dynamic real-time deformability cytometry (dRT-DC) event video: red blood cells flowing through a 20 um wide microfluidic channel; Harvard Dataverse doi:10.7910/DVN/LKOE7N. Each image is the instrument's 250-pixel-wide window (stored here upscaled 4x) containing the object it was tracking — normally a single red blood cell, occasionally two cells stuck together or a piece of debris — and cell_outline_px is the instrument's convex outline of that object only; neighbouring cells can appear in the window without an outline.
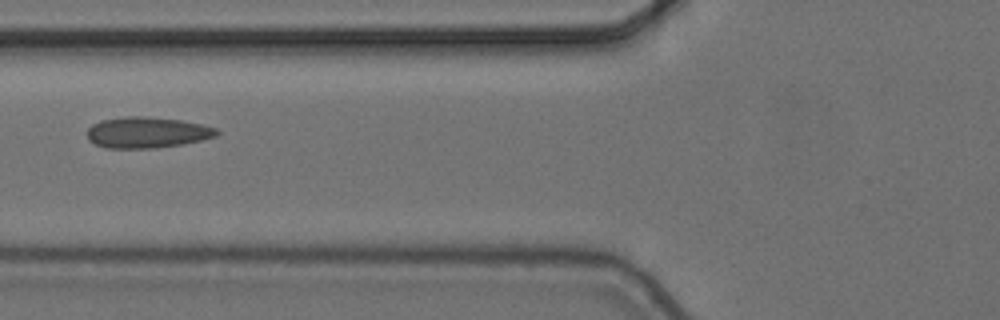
{"species": "common noctule bat (a hibernating species)", "species_latin": "Nyctalus noctula", "temperature_condition": "cold", "stored_images_in_passage": 5, "camera_frame_rate_fps": 3000, "um_per_image_px": 0.085, "animal": {"sex": "female", "body_mass_g": 24.6, "forearm_length_mm": 56.2}, "frame": {"image": 1, "passage_image": 2, "time_ms": 0.333, "image_size_px": [1000, 320], "cell_outline_px": [[220, 132], [216, 136], [200, 140], [180, 144], [152, 148], [108, 148], [96, 144], [88, 140], [88, 128], [92, 124], [100, 120], [128, 116], [144, 116], [180, 120], [200, 124], [216, 128]], "centroid_in_image_um": [12.47, 11.25], "position_along_channel_um": 113.3, "area_um2": 23.18}}
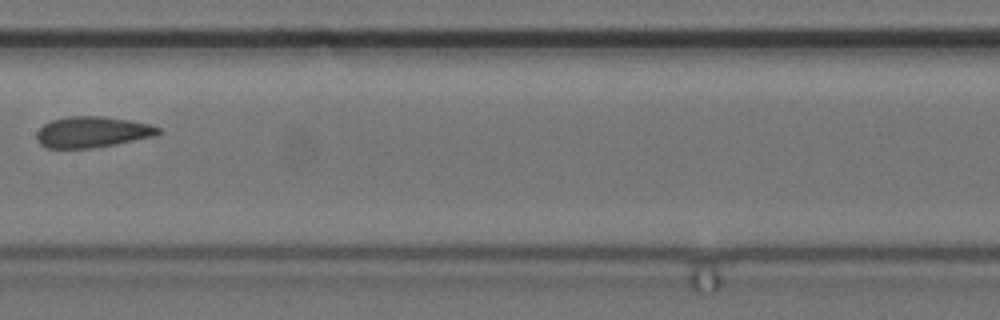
{"frame": {"image": 2, "passage_image": 4, "time_ms": 1.0, "image_size_px": [1000, 320], "cell_outline_px": [[160, 132], [156, 136], [116, 144], [92, 148], [44, 148], [36, 140], [36, 132], [44, 124], [52, 120], [68, 116], [104, 116], [152, 124], [160, 128]], "centroid_in_image_um": [7.84, 11.22], "position_along_channel_um": 199.6, "area_um2": 22.14}}
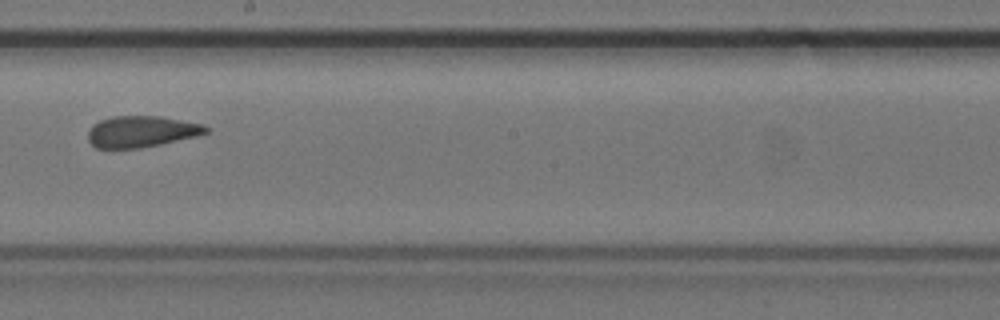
{"frame": {"image": 3, "passage_image": 5, "time_ms": 1.333, "image_size_px": [1000, 320], "cell_outline_px": [[212, 128], [208, 132], [196, 136], [160, 144], [140, 148], [96, 148], [88, 140], [88, 132], [92, 124], [100, 120], [112, 116], [160, 116], [204, 124]], "centroid_in_image_um": [12.03, 11.17], "position_along_channel_um": 236.2, "area_um2": 21.62}}